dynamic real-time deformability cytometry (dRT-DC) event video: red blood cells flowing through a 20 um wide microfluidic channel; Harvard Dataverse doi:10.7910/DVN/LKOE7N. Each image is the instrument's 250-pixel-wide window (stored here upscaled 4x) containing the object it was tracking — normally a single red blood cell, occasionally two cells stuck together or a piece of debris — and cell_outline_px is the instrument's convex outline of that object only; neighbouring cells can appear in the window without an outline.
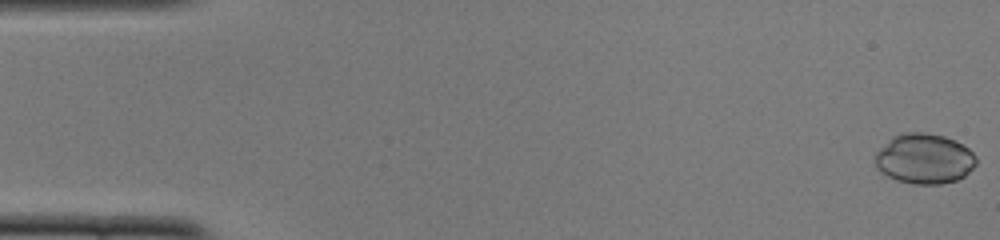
{"species": "common noctule bat (a hibernating species)", "species_latin": "Nyctalus noctula", "temperature_condition": "cold", "stored_images_in_passage": 52, "camera_frame_rate_fps": 3000, "um_per_image_px": 0.085, "animal": {"sex": "female", "body_mass_g": 22.0, "forearm_length_mm": 56.7}, "frame": {"image": 1, "passage_image": 1, "time_ms": 0.0, "image_size_px": [1000, 240], "cell_outline_px": [[976, 164], [964, 176], [956, 180], [940, 184], [916, 184], [896, 180], [880, 172], [876, 168], [876, 152], [892, 136], [904, 132], [924, 132], [944, 136], [956, 140], [968, 148], [976, 156]], "centroid_in_image_um": [78.56, 13.48], "position_along_channel_um": 6.4, "area_um2": 29.59}}
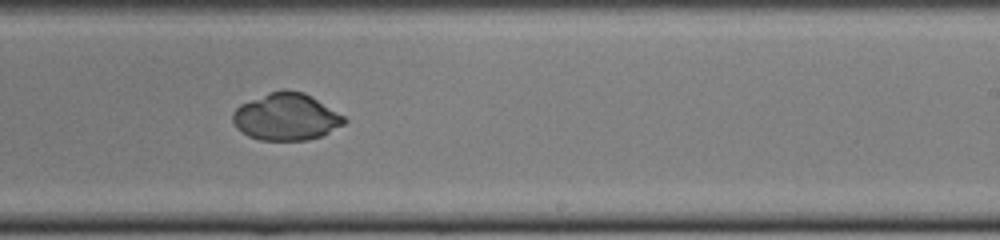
{"frame": {"image": 2, "passage_image": 32, "time_ms": 10.333, "image_size_px": [1000, 240], "cell_outline_px": [[348, 120], [344, 124], [324, 136], [308, 140], [260, 140], [248, 136], [236, 128], [232, 120], [232, 112], [240, 104], [268, 92], [284, 88], [304, 92], [312, 96], [344, 116]], "centroid_in_image_um": [24.33, 9.92], "position_along_channel_um": 264.7, "area_um2": 30.98}}
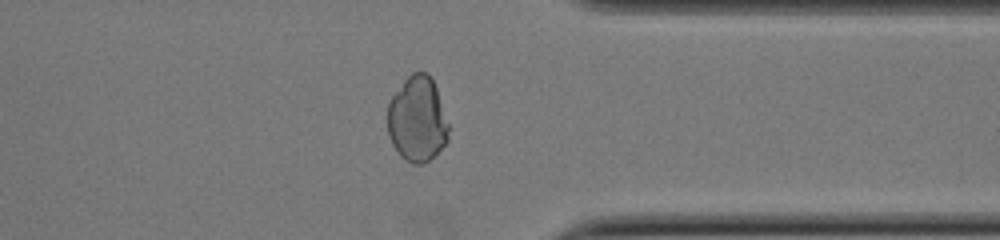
{"frame": {"image": 3, "passage_image": 41, "time_ms": 13.333, "image_size_px": [1000, 240], "cell_outline_px": [[448, 140], [436, 156], [424, 164], [412, 164], [400, 156], [392, 144], [388, 132], [388, 104], [392, 96], [404, 80], [412, 72], [428, 72], [436, 88], [448, 124]], "centroid_in_image_um": [35.47, 10.17], "position_along_channel_um": 375.9, "area_um2": 30.4}}